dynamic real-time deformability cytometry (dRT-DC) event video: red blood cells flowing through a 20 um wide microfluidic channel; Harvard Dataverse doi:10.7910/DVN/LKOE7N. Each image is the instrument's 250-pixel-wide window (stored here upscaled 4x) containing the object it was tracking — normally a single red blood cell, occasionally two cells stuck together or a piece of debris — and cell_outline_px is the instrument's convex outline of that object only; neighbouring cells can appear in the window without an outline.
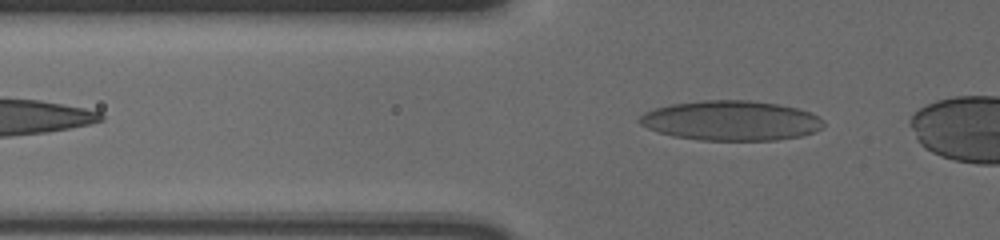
{"species": "human", "species_latin": "Homo sapiens", "temperature_condition": "cold", "stored_images_in_passage": 35, "camera_frame_rate_fps": 3000, "um_per_image_px": 0.085, "donor": {"sex": "male"}, "frame": {"image": 1, "passage_image": 3, "time_ms": 0.667, "image_size_px": [1000, 240], "cell_outline_px": [[824, 128], [816, 132], [800, 136], [776, 140], [700, 140], [672, 136], [648, 128], [640, 124], [636, 120], [644, 112], [656, 108], [672, 104], [704, 100], [748, 100], [776, 104], [796, 108], [820, 116], [824, 120]], "centroid_in_image_um": [62.16, 10.26], "position_along_channel_um": 63.6, "area_um2": 42.77}}
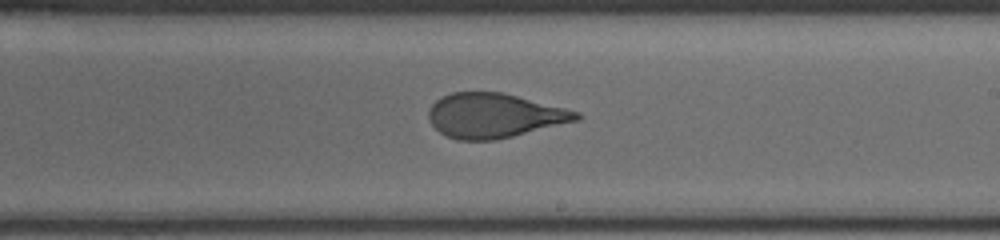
{"frame": {"image": 2, "passage_image": 19, "time_ms": 6.0, "image_size_px": [1000, 240], "cell_outline_px": [[580, 120], [496, 140], [456, 140], [444, 136], [432, 124], [428, 116], [428, 108], [436, 100], [452, 92], [500, 92], [580, 112]], "centroid_in_image_um": [41.98, 9.84], "position_along_channel_um": 247.0, "area_um2": 38.09}}
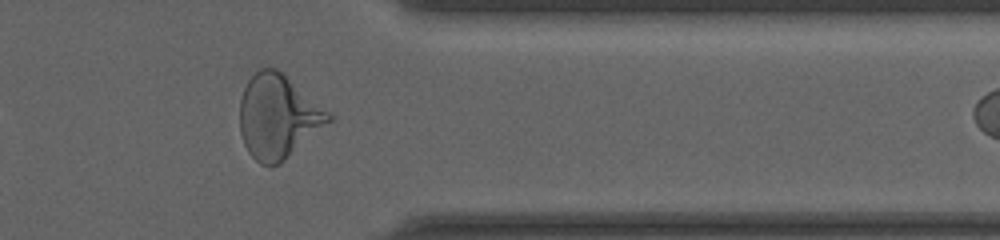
{"frame": {"image": 3, "passage_image": 31, "time_ms": 10.0, "image_size_px": [1000, 240], "cell_outline_px": [[332, 120], [280, 164], [260, 164], [248, 152], [244, 144], [240, 132], [240, 100], [244, 88], [248, 80], [260, 68], [276, 68], [332, 112]], "centroid_in_image_um": [23.64, 9.9], "position_along_channel_um": 387.8, "area_um2": 43.18}}